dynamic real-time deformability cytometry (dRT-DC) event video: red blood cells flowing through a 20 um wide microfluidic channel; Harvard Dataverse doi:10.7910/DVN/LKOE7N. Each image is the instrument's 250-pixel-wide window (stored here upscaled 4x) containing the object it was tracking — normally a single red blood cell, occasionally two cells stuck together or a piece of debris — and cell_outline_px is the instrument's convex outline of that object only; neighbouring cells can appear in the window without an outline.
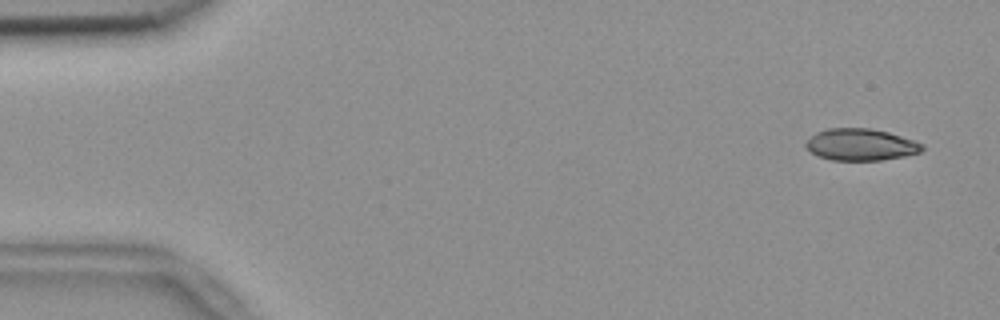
{"species": "common noctule bat (a hibernating species)", "species_latin": "Nyctalus noctula", "temperature_condition": "room temperature", "stored_images_in_passage": 54, "camera_frame_rate_fps": 3000, "um_per_image_px": 0.085, "animal": {"sex": "female", "body_mass_g": 18.4}, "frame": {"image": 1, "passage_image": 3, "time_ms": 0.667, "image_size_px": [1000, 320], "cell_outline_px": [[924, 148], [920, 152], [904, 156], [880, 160], [832, 160], [816, 156], [804, 144], [816, 132], [828, 128], [872, 128], [888, 132], [924, 144]], "centroid_in_image_um": [73.16, 12.29], "position_along_channel_um": 11.8, "area_um2": 21.44}}
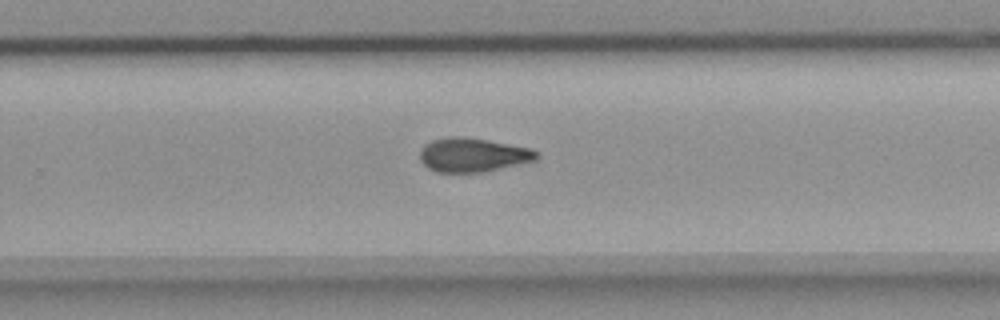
{"frame": {"image": 2, "passage_image": 35, "time_ms": 11.333, "image_size_px": [1000, 320], "cell_outline_px": [[540, 156], [536, 160], [484, 172], [436, 172], [428, 168], [420, 160], [420, 152], [424, 144], [432, 140], [448, 136], [464, 136], [488, 140], [532, 148], [540, 152]], "centroid_in_image_um": [40.21, 13.16], "position_along_channel_um": 289.6, "area_um2": 23.35}}
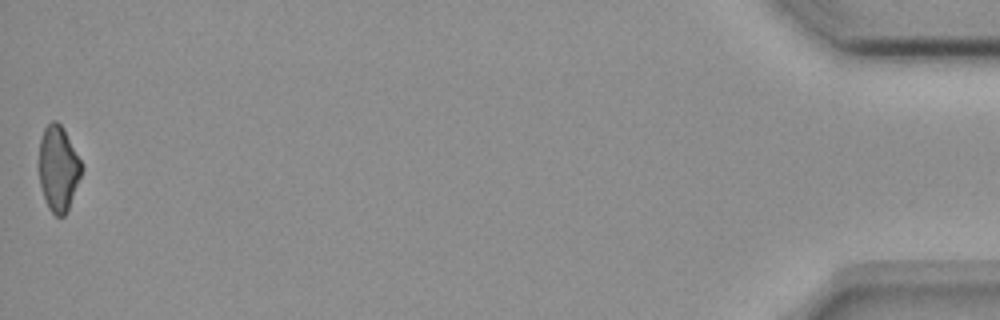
{"frame": {"image": 3, "passage_image": 54, "time_ms": 17.667, "image_size_px": [1000, 320], "cell_outline_px": [[84, 168], [68, 208], [64, 216], [56, 216], [48, 208], [40, 184], [36, 164], [40, 140], [44, 128], [52, 120], [56, 120], [64, 128]], "centroid_in_image_um": [4.92, 14.29], "position_along_channel_um": 430.3, "area_um2": 21.5}, "authors_computed_cell_mechanics": {"area_um2": 22.8599, "velocity_mm_per_s": 3.7427, "shape_relaxation_time_tau1_ms": null, "shape_relaxation_time_tau2_ms": 6.134, "deformation_change_tau1": null, "deformation_change_tau2": 0.1278}}